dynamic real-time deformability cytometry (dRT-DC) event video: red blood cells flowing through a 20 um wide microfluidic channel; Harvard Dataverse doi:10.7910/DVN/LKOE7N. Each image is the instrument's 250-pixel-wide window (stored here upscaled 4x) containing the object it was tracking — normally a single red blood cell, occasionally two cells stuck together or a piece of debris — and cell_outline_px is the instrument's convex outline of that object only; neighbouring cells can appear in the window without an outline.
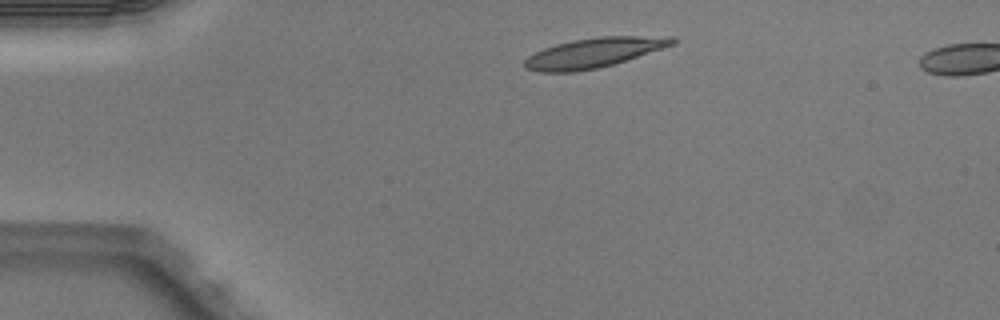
{"species": "Egyptian fruit bat (a non-hibernating species)", "species_latin": "Rousettus aegyptiacus", "temperature_condition": "warm", "stored_images_in_passage": 3, "segment_of_instrument_passage": [1, 2], "camera_frame_rate_fps": 3000, "um_per_image_px": 0.085, "animal": {"sex": "male"}, "frame": {"image": 1, "passage_image": 1, "time_ms": 0.0, "image_size_px": [1000, 320], "cell_outline_px": [[676, 44], [612, 64], [596, 68], [576, 72], [540, 72], [524, 68], [524, 60], [528, 56], [544, 48], [556, 44], [572, 40], [600, 36], [676, 36]], "centroid_in_image_um": [50.48, 4.47], "position_along_channel_um": 34.5, "area_um2": 25.55}}